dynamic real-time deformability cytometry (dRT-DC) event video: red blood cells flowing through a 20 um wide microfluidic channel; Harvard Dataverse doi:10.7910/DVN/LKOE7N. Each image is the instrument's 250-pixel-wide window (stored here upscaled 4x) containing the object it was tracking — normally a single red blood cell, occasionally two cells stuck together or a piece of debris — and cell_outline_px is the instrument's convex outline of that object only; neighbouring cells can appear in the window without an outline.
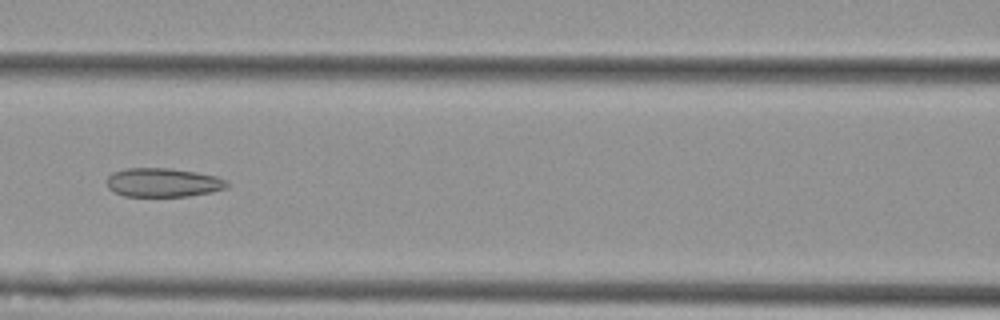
{"species": "Egyptian fruit bat (a non-hibernating species)", "species_latin": "Rousettus aegyptiacus", "temperature_condition": "cold", "stored_images_in_passage": 54, "camera_frame_rate_fps": 3000, "um_per_image_px": 0.085, "animal": {"sex": "female"}, "frame": {"image": 1, "passage_image": 24, "time_ms": 7.667, "image_size_px": [1000, 320], "cell_outline_px": [[232, 184], [228, 188], [212, 192], [188, 196], [124, 196], [112, 192], [108, 188], [108, 176], [112, 172], [128, 168], [168, 168], [196, 172], [216, 176]], "centroid_in_image_um": [13.88, 15.52], "position_along_channel_um": 152.7, "area_um2": 20.35}}
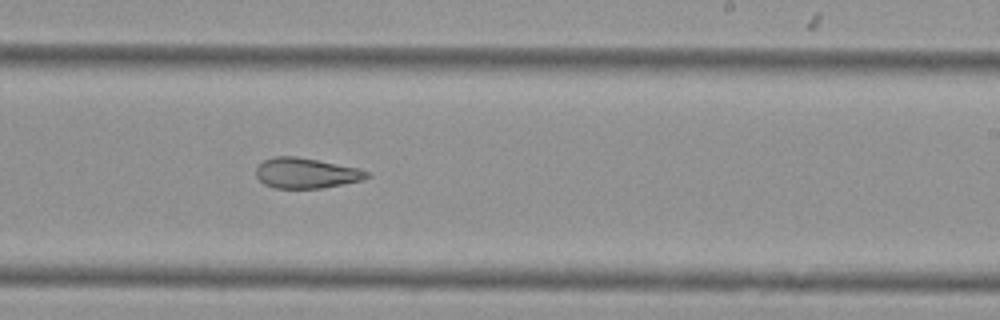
{"frame": {"image": 2, "passage_image": 33, "time_ms": 10.667, "image_size_px": [1000, 320], "cell_outline_px": [[372, 176], [364, 180], [324, 188], [276, 188], [264, 184], [256, 176], [256, 168], [264, 160], [272, 156], [296, 156], [356, 168], [368, 172]], "centroid_in_image_um": [26.02, 14.72], "position_along_channel_um": 263.0, "area_um2": 19.54}}
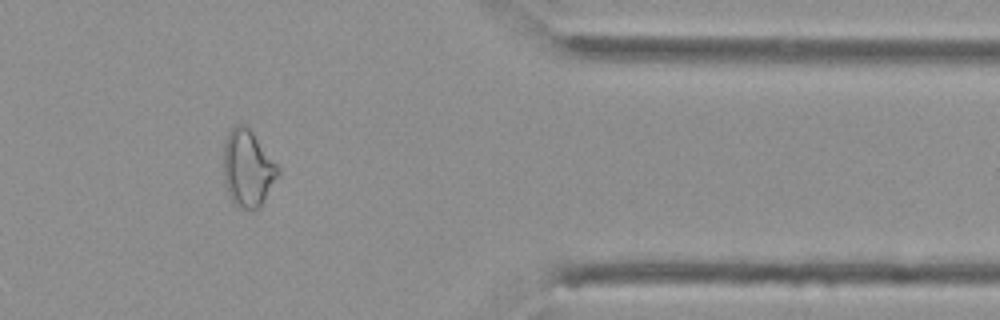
{"frame": {"image": 3, "passage_image": 45, "time_ms": 14.667, "image_size_px": [1000, 320], "cell_outline_px": [[280, 172], [264, 200], [256, 208], [244, 208], [236, 204], [232, 200], [228, 192], [224, 180], [224, 140], [228, 132], [236, 124], [244, 124], [252, 132], [280, 168]], "centroid_in_image_um": [21.05, 14.27], "position_along_channel_um": 390.4, "area_um2": 23.87}, "authors_computed_cell_mechanics": {"area_um2": 24.1604, "velocity_mm_per_s": 3.6941, "shape_relaxation_time_tau1_ms": null, "shape_relaxation_time_tau2_ms": 3.3548, "deformation_change_tau1": null, "deformation_change_tau2": 0.1255}}